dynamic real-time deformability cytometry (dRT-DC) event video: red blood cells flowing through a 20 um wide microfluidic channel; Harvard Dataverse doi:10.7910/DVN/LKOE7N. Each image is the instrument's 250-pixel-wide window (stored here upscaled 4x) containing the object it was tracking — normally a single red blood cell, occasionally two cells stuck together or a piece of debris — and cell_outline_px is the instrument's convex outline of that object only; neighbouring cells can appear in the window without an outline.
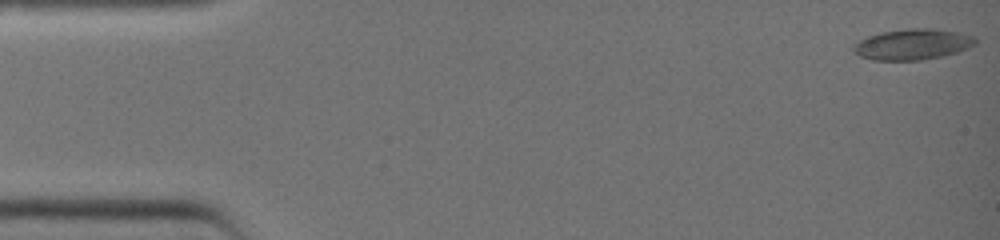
{"species": "common noctule bat (a hibernating species)", "species_latin": "Nyctalus noctula", "temperature_condition": "warm", "stored_images_in_passage": 38, "camera_frame_rate_fps": 3000, "um_per_image_px": 0.085, "animal": {"sex": "female", "body_mass_g": 19.0, "forearm_length_mm": 51.5}, "frame": {"image": 1, "passage_image": 1, "time_ms": 0.0, "image_size_px": [1000, 240], "cell_outline_px": [[976, 44], [968, 48], [944, 56], [920, 60], [872, 60], [860, 56], [852, 52], [852, 44], [868, 36], [880, 32], [908, 28], [936, 28], [960, 32], [976, 36]], "centroid_in_image_um": [77.57, 3.76], "position_along_channel_um": 7.4, "area_um2": 22.25}}
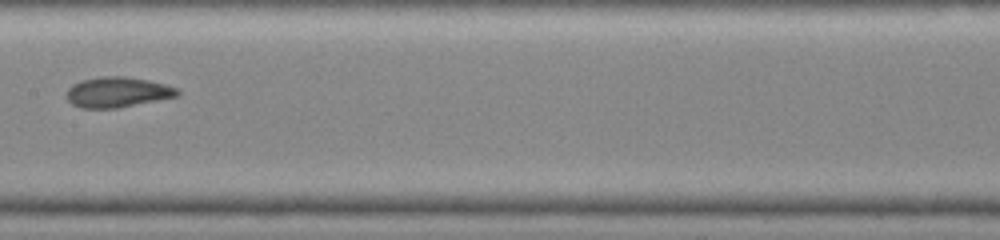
{"frame": {"image": 2, "passage_image": 21, "time_ms": 6.667, "image_size_px": [1000, 240], "cell_outline_px": [[180, 92], [176, 96], [116, 108], [84, 108], [72, 104], [68, 100], [68, 88], [72, 84], [84, 80], [104, 76], [124, 76], [148, 80], [164, 84], [176, 88]], "centroid_in_image_um": [9.97, 7.83], "position_along_channel_um": 197.4, "area_um2": 19.13}}
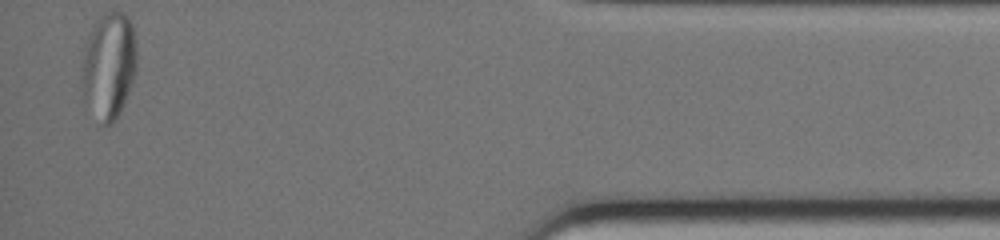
{"frame": {"image": 3, "passage_image": 38, "time_ms": 12.333, "image_size_px": [1000, 240], "cell_outline_px": [[136, 64], [132, 80], [124, 100], [112, 124], [104, 124], [84, 96], [80, 80], [88, 36], [96, 20], [108, 12], [124, 12], [132, 24], [136, 52]], "centroid_in_image_um": [9.25, 5.5], "position_along_channel_um": 425.9, "area_um2": 32.71}}